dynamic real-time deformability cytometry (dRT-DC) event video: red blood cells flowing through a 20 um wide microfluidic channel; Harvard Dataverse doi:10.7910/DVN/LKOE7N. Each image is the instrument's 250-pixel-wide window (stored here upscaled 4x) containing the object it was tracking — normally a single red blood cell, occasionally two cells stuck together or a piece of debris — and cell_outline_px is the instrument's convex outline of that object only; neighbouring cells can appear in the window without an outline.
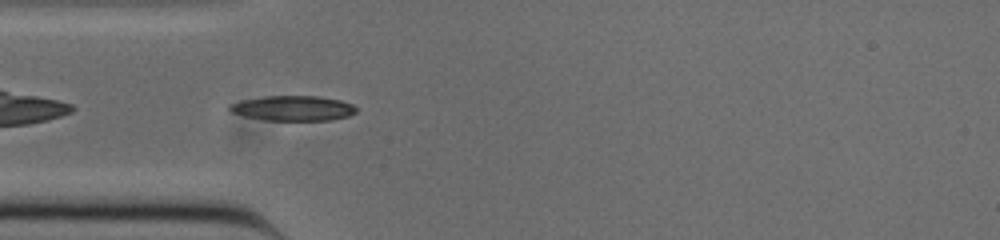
{"species": "common noctule bat (a hibernating species)", "species_latin": "Nyctalus noctula", "temperature_condition": "cold", "stored_images_in_passage": 38, "camera_frame_rate_fps": 3000, "um_per_image_px": 0.085, "animal": {"sex": "male", "body_mass_g": 20.0, "forearm_length_mm": 53.3}, "frame": {"image": 1, "passage_image": 1, "time_ms": 0.0, "image_size_px": [1000, 240], "cell_outline_px": [[356, 112], [348, 116], [332, 120], [264, 120], [232, 112], [228, 108], [228, 104], [244, 100], [268, 96], [316, 96], [340, 100], [352, 104], [356, 108]], "centroid_in_image_um": [24.93, 9.2], "position_along_channel_um": 60.1, "area_um2": 18.21}}
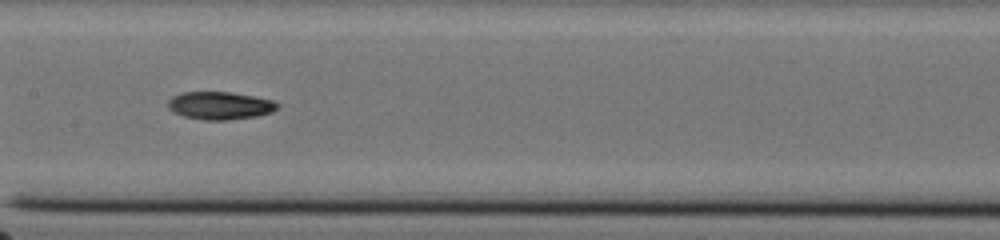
{"frame": {"image": 2, "passage_image": 11, "time_ms": 3.333, "image_size_px": [1000, 240], "cell_outline_px": [[280, 104], [272, 112], [256, 116], [228, 120], [204, 120], [184, 116], [168, 108], [168, 100], [172, 96], [184, 92], [232, 92], [272, 100]], "centroid_in_image_um": [18.7, 8.97], "position_along_channel_um": 188.7, "area_um2": 17.57}}
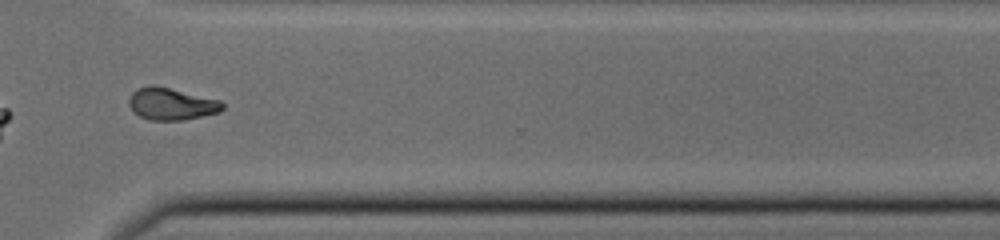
{"frame": {"image": 3, "passage_image": 24, "time_ms": 7.667, "image_size_px": [1000, 240], "cell_outline_px": [[224, 108], [220, 112], [184, 120], [148, 120], [140, 116], [128, 104], [128, 100], [132, 92], [136, 88], [152, 84], [156, 84], [220, 100], [224, 104]], "centroid_in_image_um": [14.57, 8.81], "position_along_channel_um": 356.0, "area_um2": 17.69}, "authors_computed_cell_mechanics": {"area_um2": 17.5712, "velocity_mm_per_s": 3.86, "shape_relaxation_time_tau1_ms": 4.0184, "shape_relaxation_time_tau2_ms": null, "deformation_change_tau1": 0.13, "deformation_change_tau2": null}}